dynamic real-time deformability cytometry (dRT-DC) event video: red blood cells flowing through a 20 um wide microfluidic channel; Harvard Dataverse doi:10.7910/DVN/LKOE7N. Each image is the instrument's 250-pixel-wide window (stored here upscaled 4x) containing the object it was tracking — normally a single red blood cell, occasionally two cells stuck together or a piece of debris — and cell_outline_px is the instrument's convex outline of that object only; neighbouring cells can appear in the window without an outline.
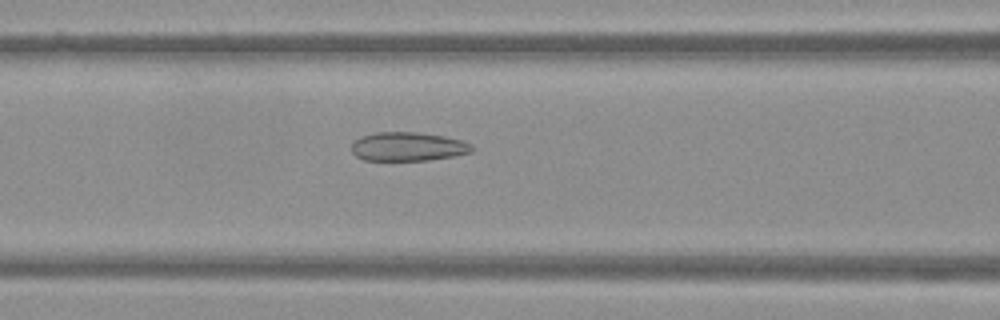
{"species": "Egyptian fruit bat (a non-hibernating species)", "species_latin": "Rousettus aegyptiacus", "temperature_condition": "warm", "stored_images_in_passage": 38, "camera_frame_rate_fps": 3000, "um_per_image_px": 0.085, "frame": {"image": 1, "passage_image": 12, "time_ms": 3.667, "image_size_px": [1000, 320], "cell_outline_px": [[476, 148], [472, 152], [456, 156], [428, 160], [364, 160], [356, 156], [352, 152], [352, 144], [360, 136], [376, 132], [416, 132], [444, 136], [464, 140], [472, 144]], "centroid_in_image_um": [34.73, 12.46], "position_along_channel_um": 131.9, "area_um2": 20.46}}
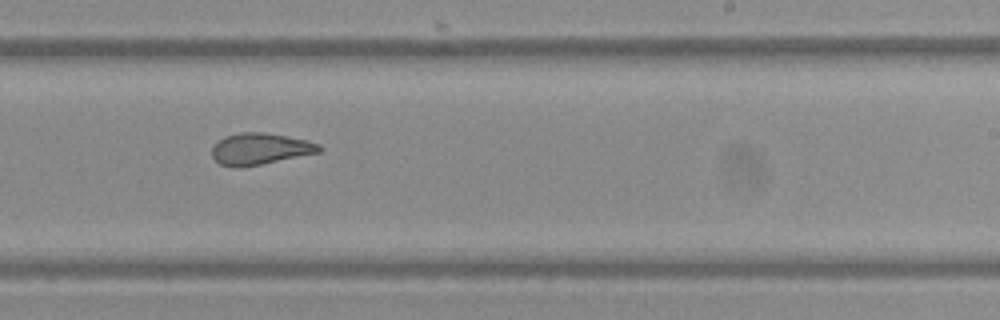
{"frame": {"image": 2, "passage_image": 22, "time_ms": 7.0, "image_size_px": [1000, 320], "cell_outline_px": [[324, 148], [320, 152], [240, 168], [232, 168], [220, 164], [212, 156], [212, 148], [224, 136], [240, 132], [264, 132], [304, 140], [320, 144]], "centroid_in_image_um": [22.09, 12.66], "position_along_channel_um": 266.9, "area_um2": 19.54}}
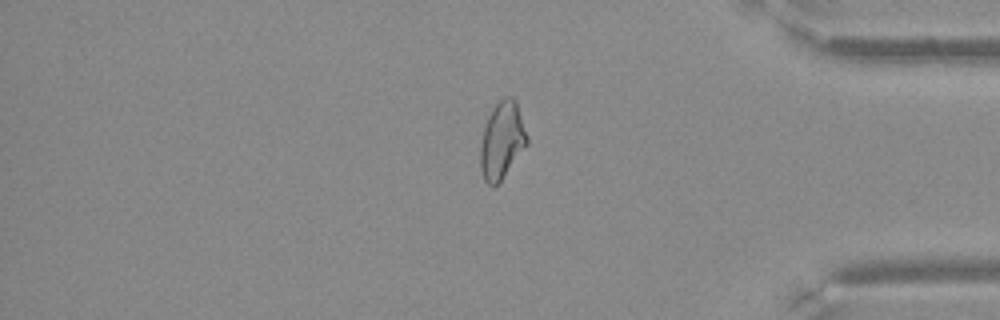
{"frame": {"image": 3, "passage_image": 33, "time_ms": 10.667, "image_size_px": [1000, 320], "cell_outline_px": [[528, 144], [500, 180], [492, 188], [484, 180], [480, 168], [480, 148], [484, 128], [488, 116], [492, 108], [504, 96], [512, 96], [516, 104], [528, 136]], "centroid_in_image_um": [42.65, 11.94], "position_along_channel_um": 392.5, "area_um2": 20.63}}